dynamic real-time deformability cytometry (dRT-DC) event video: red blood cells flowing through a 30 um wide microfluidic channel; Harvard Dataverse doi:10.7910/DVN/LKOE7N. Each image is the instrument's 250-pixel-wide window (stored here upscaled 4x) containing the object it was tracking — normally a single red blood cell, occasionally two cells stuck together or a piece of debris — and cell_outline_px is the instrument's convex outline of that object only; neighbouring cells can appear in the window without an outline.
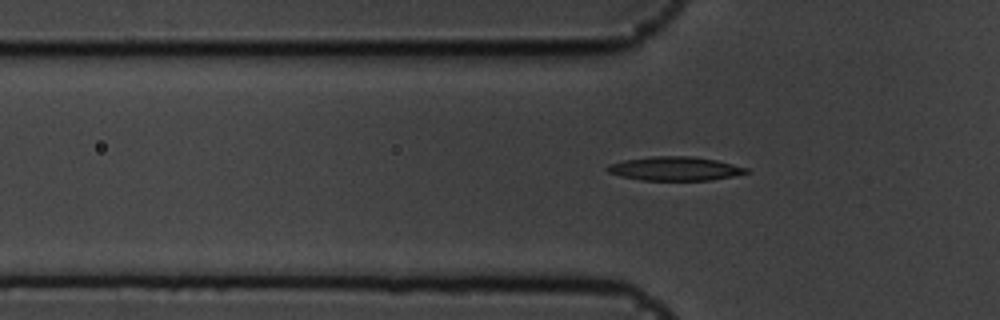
{"species": "common noctule bat (a hibernating species)", "species_latin": "Nyctalus noctula", "temperature_condition": "cold", "stored_images_in_passage": 55, "camera_frame_rate_fps": 3000, "um_per_image_px": 0.085, "animal": {"sex": "male", "body_mass_g": 19.5, "forearm_length_mm": 54.6}, "frame": {"image": 1, "passage_image": 18, "time_ms": 5.667, "image_size_px": [1000, 320], "cell_outline_px": [[748, 172], [732, 176], [708, 180], [640, 180], [620, 176], [608, 172], [604, 168], [608, 164], [624, 160], [652, 156], [692, 156], [716, 160], [748, 168]], "centroid_in_image_um": [57.31, 14.33], "position_along_channel_um": 68.5, "area_um2": 19.25}}
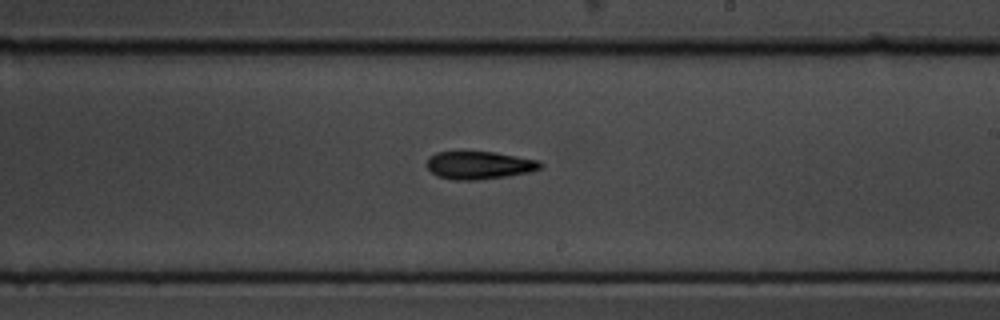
{"frame": {"image": 2, "passage_image": 33, "time_ms": 10.667, "image_size_px": [1000, 320], "cell_outline_px": [[544, 164], [540, 168], [532, 172], [504, 176], [472, 180], [456, 180], [436, 176], [428, 168], [428, 156], [436, 152], [496, 152], [540, 160]], "centroid_in_image_um": [40.76, 14.03], "position_along_channel_um": 248.2, "area_um2": 18.38}}
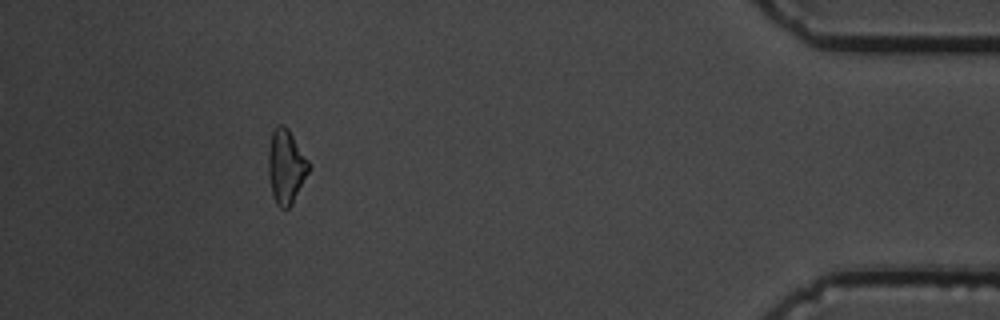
{"frame": {"image": 3, "passage_image": 51, "time_ms": 16.667, "image_size_px": [1000, 320], "cell_outline_px": [[308, 172], [292, 204], [288, 208], [280, 208], [276, 204], [272, 192], [268, 176], [268, 152], [272, 132], [276, 124], [284, 124], [288, 128], [308, 160]], "centroid_in_image_um": [24.28, 14.14], "position_along_channel_um": 410.9, "area_um2": 17.28}, "authors_computed_cell_mechanics": {"area_um2": 18.207, "velocity_mm_per_s": 3.6067, "shape_relaxation_time_tau1_ms": 3.3516, "shape_relaxation_time_tau2_ms": 8.2631, "deformation_change_tau1": 0.1103, "deformation_change_tau2": 0.1986}}